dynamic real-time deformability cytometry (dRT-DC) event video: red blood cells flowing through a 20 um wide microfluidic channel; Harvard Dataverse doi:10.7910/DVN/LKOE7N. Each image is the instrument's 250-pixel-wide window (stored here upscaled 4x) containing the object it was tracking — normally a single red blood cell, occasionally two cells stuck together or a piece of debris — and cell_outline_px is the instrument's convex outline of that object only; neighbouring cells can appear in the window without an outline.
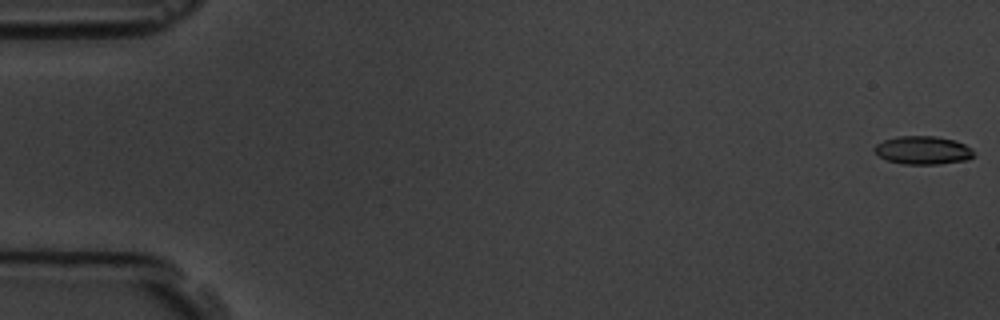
{"species": "common noctule bat (a hibernating species)", "species_latin": "Nyctalus noctula", "temperature_condition": "room temperature", "stored_images_in_passage": 7, "camera_frame_rate_fps": 3000, "um_per_image_px": 0.085, "animal": {"sex": "male", "body_mass_g": 19.5, "forearm_length_mm": 54.6}, "frame": {"image": 1, "passage_image": 1, "time_ms": 0.0, "image_size_px": [1000, 320], "cell_outline_px": [[976, 156], [968, 160], [936, 164], [904, 164], [888, 160], [880, 156], [872, 148], [876, 144], [884, 140], [896, 136], [936, 136], [956, 140], [972, 148]], "centroid_in_image_um": [78.49, 12.76], "position_along_channel_um": 6.5, "area_um2": 16.47}}
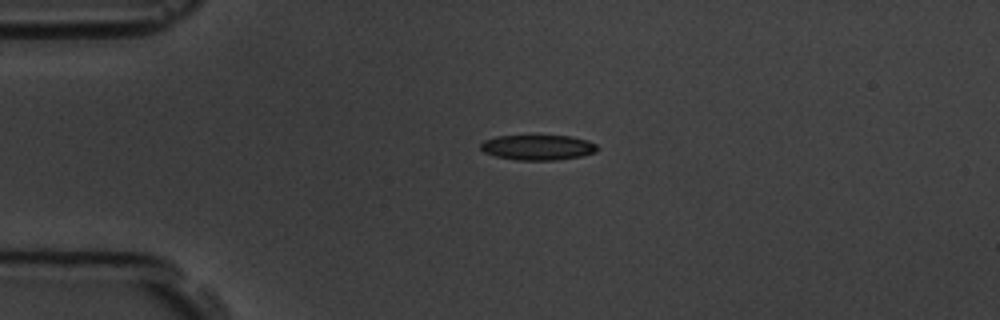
{"frame": {"image": 2, "passage_image": 5, "time_ms": 4.333, "image_size_px": [1000, 320], "cell_outline_px": [[600, 148], [596, 152], [580, 156], [556, 160], [516, 160], [496, 156], [484, 152], [480, 148], [480, 144], [484, 140], [496, 136], [568, 136], [588, 140], [596, 144]], "centroid_in_image_um": [45.72, 12.53], "position_along_channel_um": 39.3, "area_um2": 17.11}}
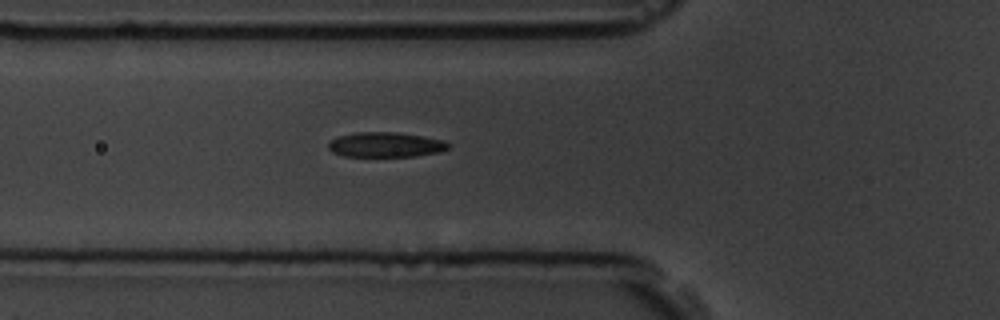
{"frame": {"image": 3, "passage_image": 7, "time_ms": 6.667, "image_size_px": [1000, 320], "cell_outline_px": [[448, 148], [440, 152], [416, 156], [344, 156], [332, 152], [328, 148], [328, 140], [336, 136], [356, 132], [396, 132], [424, 136], [444, 140], [448, 144]], "centroid_in_image_um": [32.73, 12.29], "position_along_channel_um": 93.1, "area_um2": 17.57}}